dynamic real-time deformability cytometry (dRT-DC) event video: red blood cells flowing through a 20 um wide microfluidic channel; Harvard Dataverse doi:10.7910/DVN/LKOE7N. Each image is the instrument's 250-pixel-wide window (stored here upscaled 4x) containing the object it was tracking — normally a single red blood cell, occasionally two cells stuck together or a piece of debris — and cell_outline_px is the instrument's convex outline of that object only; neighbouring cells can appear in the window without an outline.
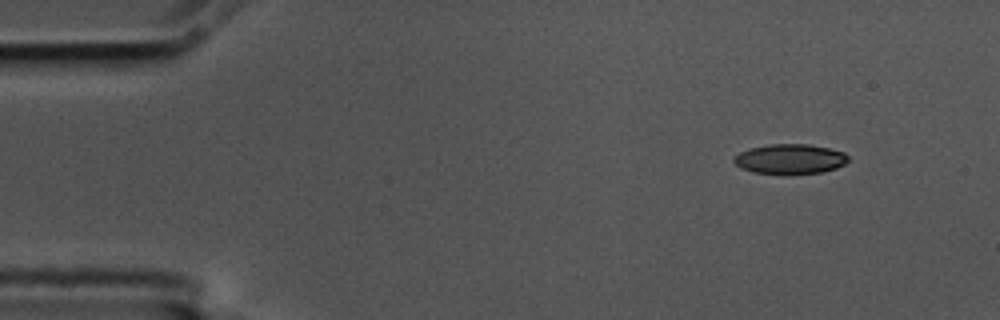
{"species": "common noctule bat (a hibernating species)", "species_latin": "Nyctalus noctula", "temperature_condition": "cold", "stored_images_in_passage": 5, "camera_frame_rate_fps": 3000, "um_per_image_px": 0.085, "animal": {"sex": "male", "body_mass_g": 17.5, "forearm_length_mm": 52.3}, "frame": {"image": 1, "passage_image": 1, "time_ms": 0.0, "image_size_px": [1000, 320], "cell_outline_px": [[848, 160], [844, 164], [836, 168], [824, 172], [752, 172], [740, 168], [732, 160], [732, 156], [740, 152], [752, 148], [768, 144], [808, 144], [828, 148], [844, 152], [848, 156]], "centroid_in_image_um": [67.14, 13.48], "position_along_channel_um": 17.9, "area_um2": 19.42}}
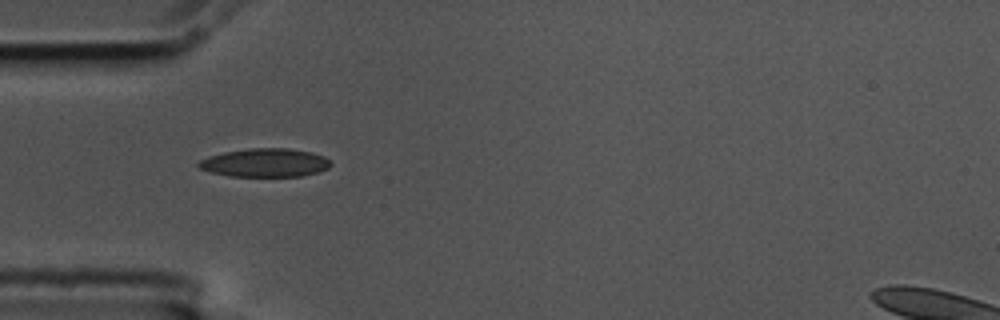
{"frame": {"image": 2, "passage_image": 4, "time_ms": 1.0, "image_size_px": [1000, 320], "cell_outline_px": [[332, 164], [328, 168], [320, 172], [304, 176], [228, 176], [212, 172], [200, 168], [196, 164], [200, 160], [208, 156], [224, 152], [248, 148], [288, 148], [312, 152], [324, 156]], "centroid_in_image_um": [22.55, 13.83], "position_along_channel_um": 62.5, "area_um2": 22.02}}